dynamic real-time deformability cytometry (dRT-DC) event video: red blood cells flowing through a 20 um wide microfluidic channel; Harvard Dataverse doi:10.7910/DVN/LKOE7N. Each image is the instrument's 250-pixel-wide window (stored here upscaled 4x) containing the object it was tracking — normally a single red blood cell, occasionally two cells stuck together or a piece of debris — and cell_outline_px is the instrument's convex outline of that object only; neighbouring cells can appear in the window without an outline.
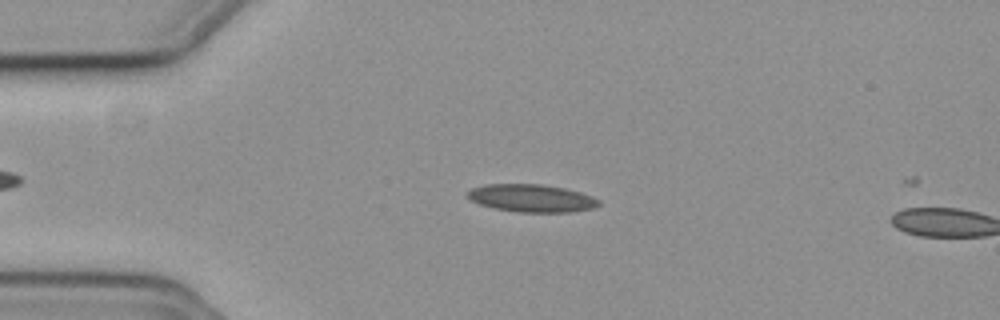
{"species": "common noctule bat (a hibernating species)", "species_latin": "Nyctalus noctula", "temperature_condition": "cold", "stored_images_in_passage": 17, "camera_frame_rate_fps": 3000, "um_per_image_px": 0.085, "animal": {"sex": "female", "body_mass_g": 19.3, "forearm_length_mm": 54.1}, "frame": {"image": 1, "passage_image": 13, "time_ms": 4.0, "image_size_px": [1000, 320], "cell_outline_px": [[600, 204], [592, 208], [568, 212], [520, 212], [496, 208], [480, 204], [472, 200], [468, 196], [468, 192], [472, 188], [484, 184], [540, 184], [564, 188], [580, 192], [600, 200]], "centroid_in_image_um": [45.19, 16.84], "position_along_channel_um": 39.8, "area_um2": 20.87}}